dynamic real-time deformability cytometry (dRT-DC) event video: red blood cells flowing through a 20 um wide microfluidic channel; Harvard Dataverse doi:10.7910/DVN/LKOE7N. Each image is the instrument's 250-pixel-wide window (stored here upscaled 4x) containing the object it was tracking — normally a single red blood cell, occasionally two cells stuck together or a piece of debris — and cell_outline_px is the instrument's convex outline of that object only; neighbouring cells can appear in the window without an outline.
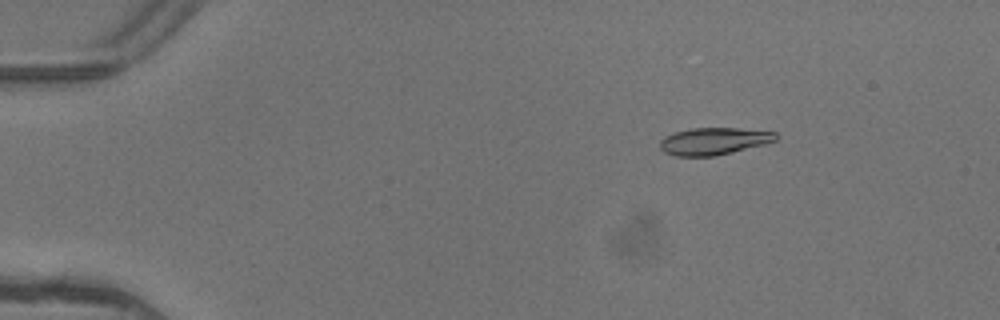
{"species": "common noctule bat (a hibernating species)", "species_latin": "Nyctalus noctula", "temperature_condition": "warm", "stored_images_in_passage": 5, "camera_frame_rate_fps": 3000, "um_per_image_px": 0.085, "animal": {"sex": "female"}, "frame": {"image": 1, "passage_image": 3, "time_ms": 0.667, "image_size_px": [1000, 320], "cell_outline_px": [[776, 140], [764, 144], [716, 156], [676, 156], [664, 152], [660, 148], [660, 140], [664, 136], [676, 132], [692, 128], [736, 128], [776, 132]], "centroid_in_image_um": [60.64, 12.0], "position_along_channel_um": 24.4, "area_um2": 18.21}}